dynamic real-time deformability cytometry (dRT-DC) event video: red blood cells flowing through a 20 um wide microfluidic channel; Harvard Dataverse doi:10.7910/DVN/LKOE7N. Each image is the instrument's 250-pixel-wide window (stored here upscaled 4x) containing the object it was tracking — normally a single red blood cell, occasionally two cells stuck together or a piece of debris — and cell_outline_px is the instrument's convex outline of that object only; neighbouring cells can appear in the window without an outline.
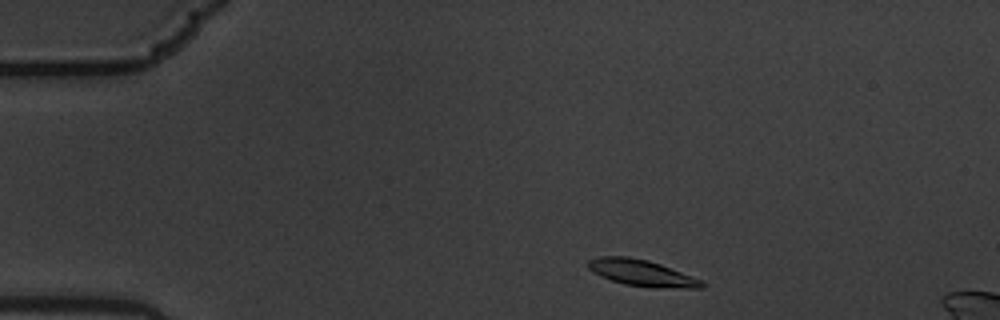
{"species": "common noctule bat (a hibernating species)", "species_latin": "Nyctalus noctula", "temperature_condition": "warm", "stored_images_in_passage": 4, "camera_frame_rate_fps": 3000, "um_per_image_px": 0.085, "animal": {"sex": "male", "body_mass_g": 19.5, "forearm_length_mm": 54.6}, "frame": {"image": 1, "passage_image": 1, "time_ms": 0.0, "image_size_px": [1000, 320], "cell_outline_px": [[708, 284], [704, 288], [656, 288], [624, 284], [600, 276], [588, 268], [588, 260], [600, 256], [628, 256], [648, 260], [660, 264], [704, 280]], "centroid_in_image_um": [54.62, 23.21], "position_along_channel_um": 30.4, "area_um2": 17.63}}